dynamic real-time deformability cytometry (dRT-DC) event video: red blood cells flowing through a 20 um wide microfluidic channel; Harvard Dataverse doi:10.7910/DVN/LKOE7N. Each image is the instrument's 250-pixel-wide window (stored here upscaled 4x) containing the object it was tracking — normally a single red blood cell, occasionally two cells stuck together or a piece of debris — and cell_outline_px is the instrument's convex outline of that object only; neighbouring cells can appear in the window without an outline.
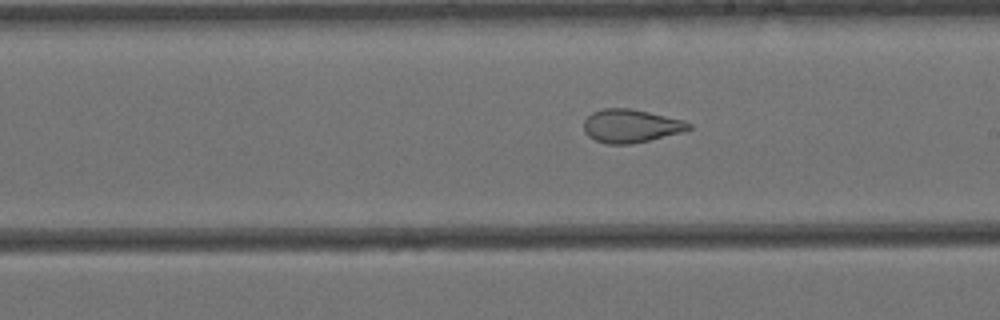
{"species": "Egyptian fruit bat (a non-hibernating species)", "species_latin": "Rousettus aegyptiacus", "temperature_condition": "cold", "stored_images_in_passage": 27, "camera_frame_rate_fps": 3000, "um_per_image_px": 0.085, "animal": {"sex": "female"}, "frame": {"image": 1, "passage_image": 20, "time_ms": 6.333, "image_size_px": [1000, 320], "cell_outline_px": [[692, 128], [680, 132], [648, 140], [628, 144], [608, 144], [596, 140], [588, 136], [584, 132], [584, 120], [592, 112], [604, 108], [628, 108], [648, 112], [684, 120], [692, 124]], "centroid_in_image_um": [53.6, 10.69], "position_along_channel_um": 235.4, "area_um2": 20.11}}